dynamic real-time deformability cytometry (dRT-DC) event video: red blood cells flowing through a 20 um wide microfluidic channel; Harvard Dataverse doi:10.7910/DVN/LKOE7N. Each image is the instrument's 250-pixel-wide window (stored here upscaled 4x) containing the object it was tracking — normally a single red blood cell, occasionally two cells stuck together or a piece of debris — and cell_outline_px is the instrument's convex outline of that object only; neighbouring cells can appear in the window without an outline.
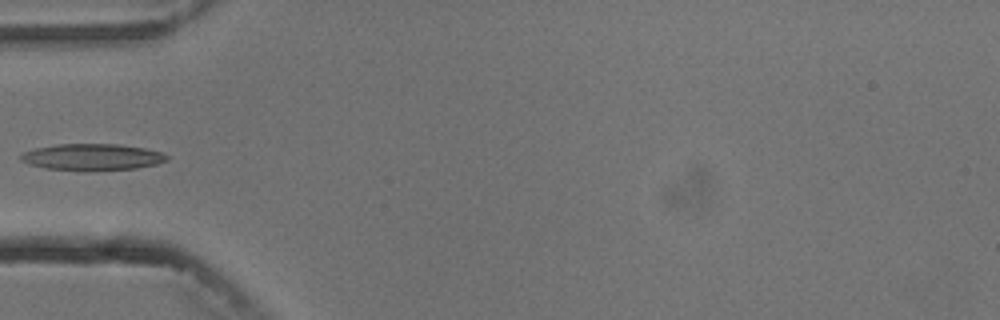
{"species": "common noctule bat (a hibernating species)", "species_latin": "Nyctalus noctula", "temperature_condition": "cold", "stored_images_in_passage": 6, "camera_frame_rate_fps": 3000, "um_per_image_px": 0.085, "animal": {"sex": "male", "body_mass_g": 13.3}, "frame": {"image": 1, "passage_image": 6, "time_ms": 5.667, "image_size_px": [1000, 320], "cell_outline_px": [[168, 160], [156, 164], [136, 168], [48, 168], [28, 164], [20, 160], [20, 156], [24, 152], [36, 148], [56, 144], [116, 144], [144, 148], [160, 152], [168, 156]], "centroid_in_image_um": [7.84, 13.3], "position_along_channel_um": 77.2, "area_um2": 21.44}}